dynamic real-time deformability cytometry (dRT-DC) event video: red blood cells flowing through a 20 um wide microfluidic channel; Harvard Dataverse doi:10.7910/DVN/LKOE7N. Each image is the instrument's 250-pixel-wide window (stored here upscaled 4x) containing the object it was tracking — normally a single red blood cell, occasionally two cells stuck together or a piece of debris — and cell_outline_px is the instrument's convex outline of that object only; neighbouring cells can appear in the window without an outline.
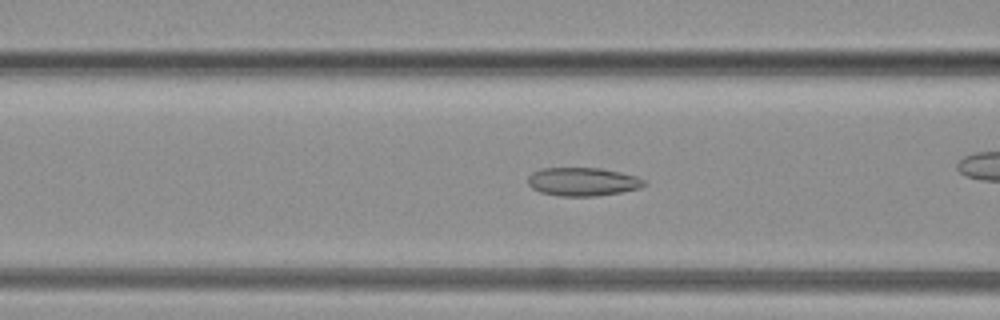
{"species": "common noctule bat (a hibernating species)", "species_latin": "Nyctalus noctula", "temperature_condition": "warm", "stored_images_in_passage": 52, "camera_frame_rate_fps": 3000, "um_per_image_px": 0.085, "animal": {"sex": "female", "body_mass_g": 19.3, "forearm_length_mm": 54.1}, "frame": {"image": 1, "passage_image": 19, "time_ms": 6.0, "image_size_px": [1000, 320], "cell_outline_px": [[648, 184], [640, 188], [620, 192], [596, 196], [560, 196], [540, 192], [532, 188], [528, 184], [528, 176], [532, 172], [540, 168], [600, 168], [620, 172], [636, 176], [644, 180]], "centroid_in_image_um": [49.52, 15.44], "position_along_channel_um": 117.1, "area_um2": 19.31}}
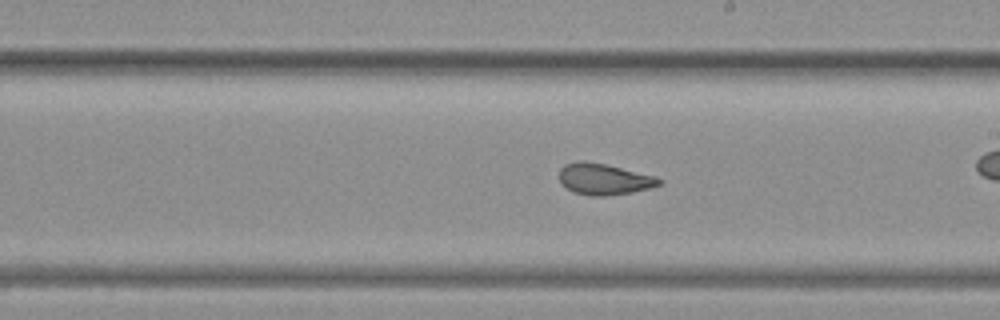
{"frame": {"image": 2, "passage_image": 33, "time_ms": 10.667, "image_size_px": [1000, 320], "cell_outline_px": [[664, 184], [652, 188], [632, 192], [604, 196], [588, 196], [572, 192], [560, 184], [560, 168], [564, 164], [576, 160], [584, 160], [604, 164], [656, 176], [664, 180]], "centroid_in_image_um": [51.34, 15.23], "position_along_channel_um": 237.7, "area_um2": 18.55}}
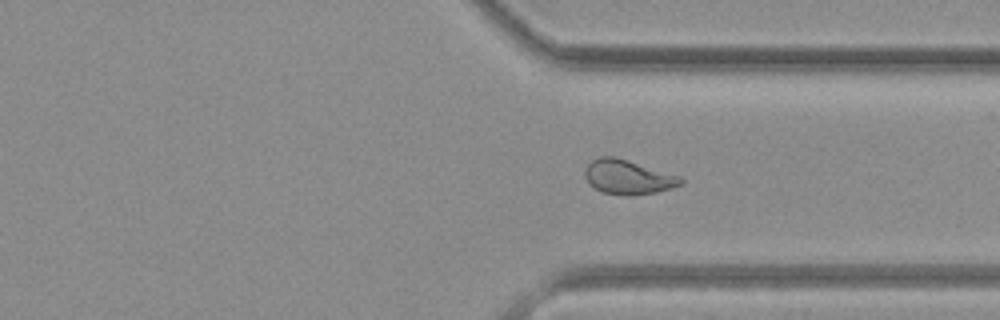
{"frame": {"image": 3, "passage_image": 47, "time_ms": 15.333, "image_size_px": [1000, 320], "cell_outline_px": [[684, 184], [656, 192], [632, 196], [628, 196], [604, 192], [588, 184], [584, 176], [584, 168], [592, 160], [600, 156], [612, 156], [628, 160], [680, 176], [684, 180]], "centroid_in_image_um": [53.37, 15.05], "position_along_channel_um": 358.0, "area_um2": 19.25}}